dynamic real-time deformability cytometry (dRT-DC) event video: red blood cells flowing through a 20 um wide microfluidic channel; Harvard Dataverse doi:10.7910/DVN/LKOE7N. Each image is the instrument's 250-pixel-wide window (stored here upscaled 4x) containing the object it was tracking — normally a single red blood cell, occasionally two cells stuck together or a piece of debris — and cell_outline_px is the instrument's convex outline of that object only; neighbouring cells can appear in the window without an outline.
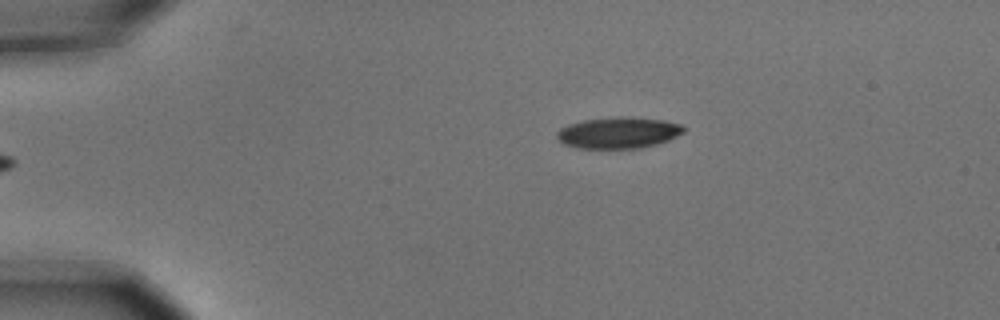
{"species": "common noctule bat (a hibernating species)", "species_latin": "Nyctalus noctula", "temperature_condition": "cold", "stored_images_in_passage": 4, "camera_frame_rate_fps": 3000, "um_per_image_px": 0.085, "animal": {"sex": "male", "body_mass_g": 15.6}, "frame": {"image": 1, "passage_image": 4, "time_ms": 1.0, "image_size_px": [1000, 320], "cell_outline_px": [[684, 132], [668, 140], [656, 144], [640, 148], [580, 148], [564, 144], [556, 136], [556, 132], [560, 128], [568, 124], [584, 120], [616, 116], [628, 116], [664, 120], [680, 124], [684, 128]], "centroid_in_image_um": [52.56, 11.27], "position_along_channel_um": 32.4, "area_um2": 23.12}}